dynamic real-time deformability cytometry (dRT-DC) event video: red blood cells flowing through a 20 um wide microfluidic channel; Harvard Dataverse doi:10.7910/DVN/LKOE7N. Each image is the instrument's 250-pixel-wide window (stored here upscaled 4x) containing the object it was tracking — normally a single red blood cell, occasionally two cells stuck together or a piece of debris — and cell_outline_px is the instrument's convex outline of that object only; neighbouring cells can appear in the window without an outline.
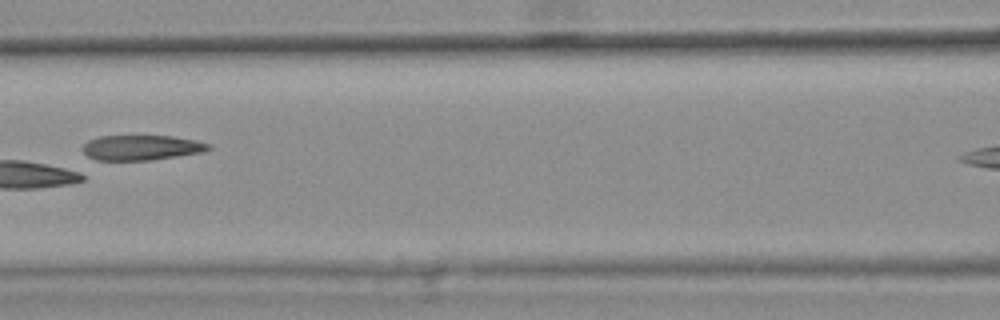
{"species": "common noctule bat (a hibernating species)", "species_latin": "Nyctalus noctula", "temperature_condition": "warm", "stored_images_in_passage": 7, "camera_frame_rate_fps": 3000, "um_per_image_px": 0.085, "animal": {"sex": "female", "body_mass_g": 25.1}, "frame": {"image": 1, "passage_image": 7, "time_ms": 2.0, "image_size_px": [1000, 320], "cell_outline_px": [[212, 148], [204, 152], [152, 160], [96, 160], [88, 156], [80, 148], [88, 140], [100, 136], [172, 136], [196, 140], [212, 144]], "centroid_in_image_um": [12.05, 12.55], "position_along_channel_um": 154.6, "area_um2": 18.55}}